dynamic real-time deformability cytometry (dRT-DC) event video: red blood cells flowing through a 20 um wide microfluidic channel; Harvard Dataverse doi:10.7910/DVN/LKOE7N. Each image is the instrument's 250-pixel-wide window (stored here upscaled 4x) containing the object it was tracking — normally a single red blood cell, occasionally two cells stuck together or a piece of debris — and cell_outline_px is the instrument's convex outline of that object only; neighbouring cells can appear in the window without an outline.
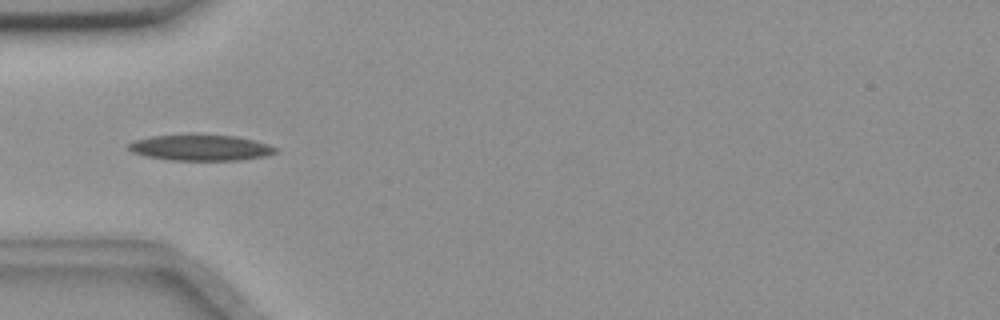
{"species": "common noctule bat (a hibernating species)", "species_latin": "Nyctalus noctula", "temperature_condition": "room temperature", "stored_images_in_passage": 4, "camera_frame_rate_fps": 3000, "um_per_image_px": 0.085, "animal": {"sex": "female", "body_mass_g": 18.4}, "frame": {"image": 1, "passage_image": 2, "time_ms": 0.333, "image_size_px": [1000, 320], "cell_outline_px": [[276, 152], [268, 156], [240, 160], [172, 160], [144, 156], [132, 152], [128, 148], [128, 144], [136, 140], [152, 136], [236, 136], [268, 144], [276, 148]], "centroid_in_image_um": [17.07, 12.58], "position_along_channel_um": 67.9, "area_um2": 21.62}}